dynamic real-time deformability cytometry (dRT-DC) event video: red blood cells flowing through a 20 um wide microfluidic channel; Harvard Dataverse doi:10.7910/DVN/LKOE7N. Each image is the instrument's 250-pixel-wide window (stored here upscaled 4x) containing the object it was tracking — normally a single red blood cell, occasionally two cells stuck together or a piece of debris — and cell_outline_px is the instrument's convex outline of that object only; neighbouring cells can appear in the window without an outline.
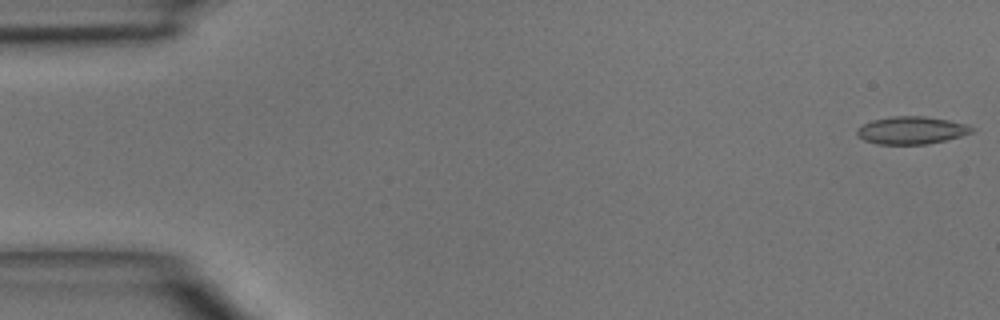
{"species": "common noctule bat (a hibernating species)", "species_latin": "Nyctalus noctula", "temperature_condition": "room temperature", "stored_images_in_passage": 7, "camera_frame_rate_fps": 3000, "um_per_image_px": 0.085, "animal": {"sex": "male", "body_mass_g": 15.6}, "frame": {"image": 1, "passage_image": 1, "time_ms": 0.0, "image_size_px": [1000, 320], "cell_outline_px": [[976, 128], [972, 132], [960, 136], [928, 144], [876, 144], [864, 140], [856, 136], [856, 132], [864, 124], [872, 120], [892, 116], [924, 116], [948, 120], [968, 124]], "centroid_in_image_um": [77.48, 11.07], "position_along_channel_um": 7.5, "area_um2": 18.44}}
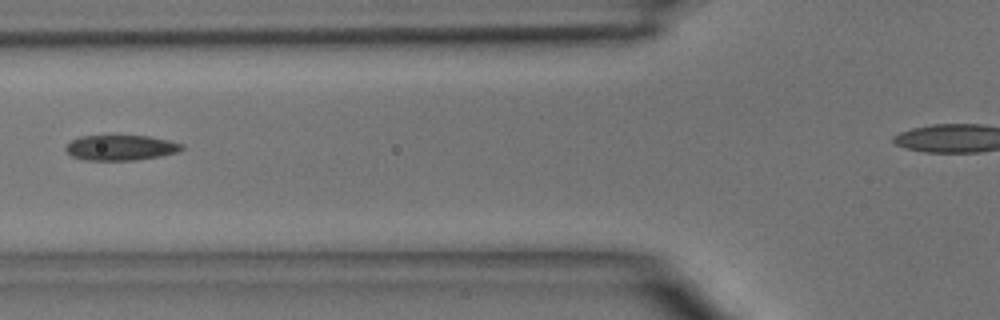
{"frame": {"image": 2, "passage_image": 6, "time_ms": 5.667, "image_size_px": [1000, 320], "cell_outline_px": [[184, 148], [176, 152], [160, 156], [136, 160], [84, 160], [72, 156], [64, 148], [72, 140], [80, 136], [148, 136], [168, 140], [184, 144]], "centroid_in_image_um": [10.27, 12.55], "position_along_channel_um": 115.5, "area_um2": 16.99}}